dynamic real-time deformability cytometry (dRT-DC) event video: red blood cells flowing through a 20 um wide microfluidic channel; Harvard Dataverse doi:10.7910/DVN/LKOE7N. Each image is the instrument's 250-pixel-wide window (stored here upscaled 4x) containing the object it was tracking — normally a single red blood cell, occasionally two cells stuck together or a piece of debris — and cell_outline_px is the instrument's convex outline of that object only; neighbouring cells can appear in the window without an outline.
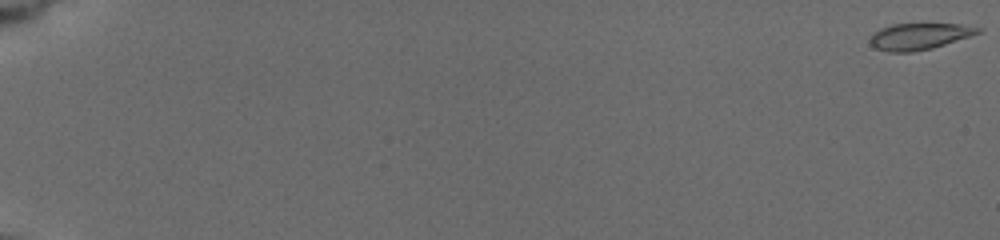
{"species": "common noctule bat (a hibernating species)", "species_latin": "Nyctalus noctula", "temperature_condition": "cold", "stored_images_in_passage": 46, "camera_frame_rate_fps": 3000, "um_per_image_px": 0.085, "animal": {"sex": "female", "body_mass_g": 19.5, "forearm_length_mm": 54.1}, "frame": {"image": 1, "passage_image": 1, "time_ms": 0.0, "image_size_px": [1000, 240], "cell_outline_px": [[984, 28], [980, 32], [932, 48], [912, 52], [888, 52], [876, 48], [868, 40], [872, 32], [880, 28], [892, 24], [960, 24]], "centroid_in_image_um": [78.08, 3.08], "position_along_channel_um": 6.9, "area_um2": 16.53}}
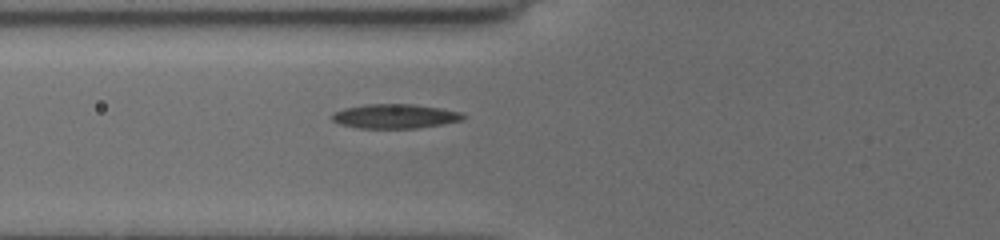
{"frame": {"image": 2, "passage_image": 27, "time_ms": 8.0, "image_size_px": [1000, 240], "cell_outline_px": [[464, 120], [416, 128], [360, 128], [340, 124], [332, 120], [332, 116], [336, 112], [344, 108], [368, 104], [412, 104], [440, 108], [460, 112], [464, 116]], "centroid_in_image_um": [33.57, 9.88], "position_along_channel_um": 92.2, "area_um2": 18.32}}
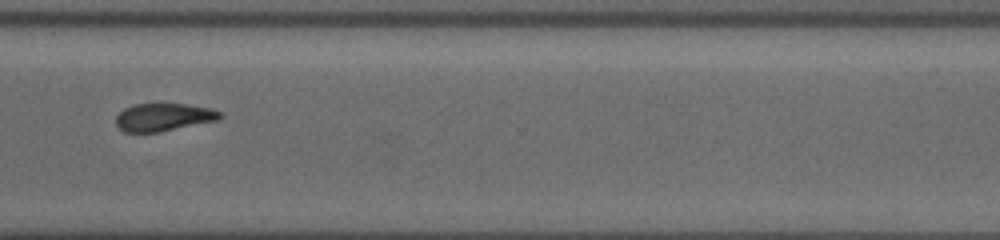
{"frame": {"image": 3, "passage_image": 45, "time_ms": 15.0, "image_size_px": [1000, 240], "cell_outline_px": [[224, 116], [216, 120], [160, 132], [124, 132], [116, 124], [116, 116], [124, 108], [136, 104], [184, 104], [212, 108], [220, 112]], "centroid_in_image_um": [13.9, 9.96], "position_along_channel_um": 356.7, "area_um2": 16.7}}